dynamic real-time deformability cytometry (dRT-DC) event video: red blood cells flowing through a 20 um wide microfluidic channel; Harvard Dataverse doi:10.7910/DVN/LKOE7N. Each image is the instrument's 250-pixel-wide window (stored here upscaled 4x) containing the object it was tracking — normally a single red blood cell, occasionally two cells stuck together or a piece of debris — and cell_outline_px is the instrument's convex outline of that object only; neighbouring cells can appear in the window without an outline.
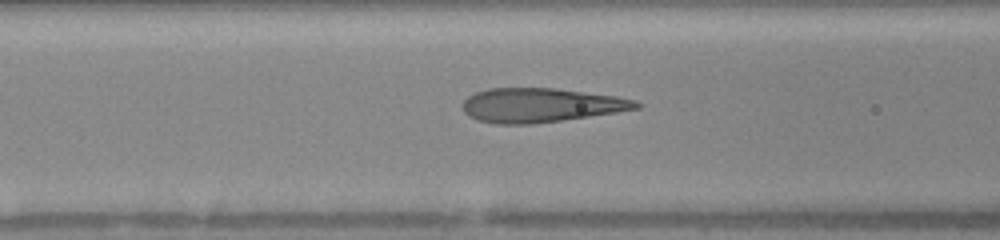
{"species": "human", "species_latin": "Homo sapiens", "temperature_condition": "warm", "stored_images_in_passage": 33, "camera_frame_rate_fps": 3000, "um_per_image_px": 0.085, "donor": {"sex": "female"}, "frame": {"image": 1, "passage_image": 14, "time_ms": 4.333, "image_size_px": [1000, 240], "cell_outline_px": [[644, 104], [640, 108], [616, 112], [560, 120], [528, 124], [496, 124], [476, 120], [468, 116], [464, 112], [464, 100], [468, 96], [476, 92], [488, 88], [556, 88], [616, 96], [636, 100]], "centroid_in_image_um": [45.97, 8.93], "position_along_channel_um": 120.6, "area_um2": 34.45}}
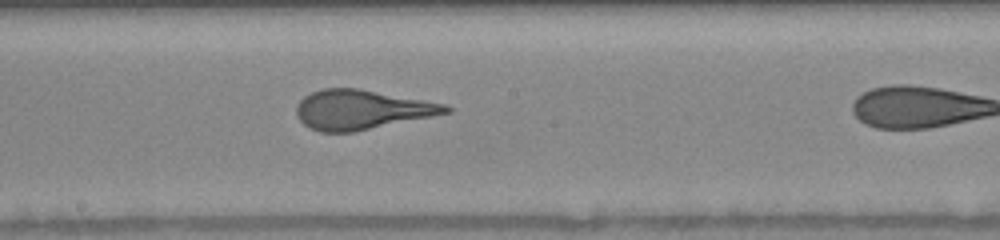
{"frame": {"image": 2, "passage_image": 21, "time_ms": 6.667, "image_size_px": [1000, 240], "cell_outline_px": [[452, 112], [352, 132], [320, 132], [304, 124], [296, 116], [296, 104], [304, 96], [312, 92], [324, 88], [360, 88], [444, 104], [452, 108]], "centroid_in_image_um": [30.7, 9.31], "position_along_channel_um": 217.5, "area_um2": 34.1}}
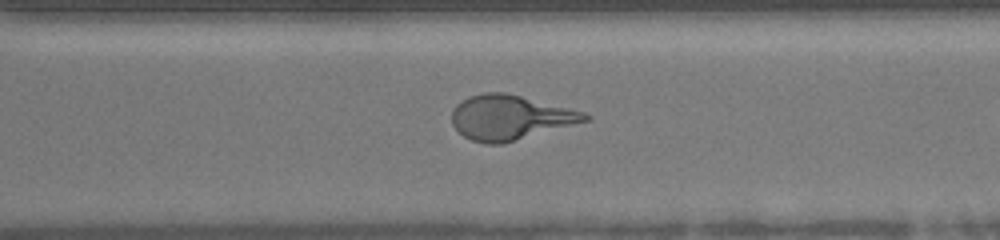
{"frame": {"image": 3, "passage_image": 29, "time_ms": 9.333, "image_size_px": [1000, 240], "cell_outline_px": [[592, 120], [500, 144], [484, 144], [472, 140], [464, 136], [452, 124], [452, 108], [456, 104], [468, 96], [484, 92], [504, 92], [584, 112], [592, 116]], "centroid_in_image_um": [43.35, 9.98], "position_along_channel_um": 327.3, "area_um2": 34.51}}